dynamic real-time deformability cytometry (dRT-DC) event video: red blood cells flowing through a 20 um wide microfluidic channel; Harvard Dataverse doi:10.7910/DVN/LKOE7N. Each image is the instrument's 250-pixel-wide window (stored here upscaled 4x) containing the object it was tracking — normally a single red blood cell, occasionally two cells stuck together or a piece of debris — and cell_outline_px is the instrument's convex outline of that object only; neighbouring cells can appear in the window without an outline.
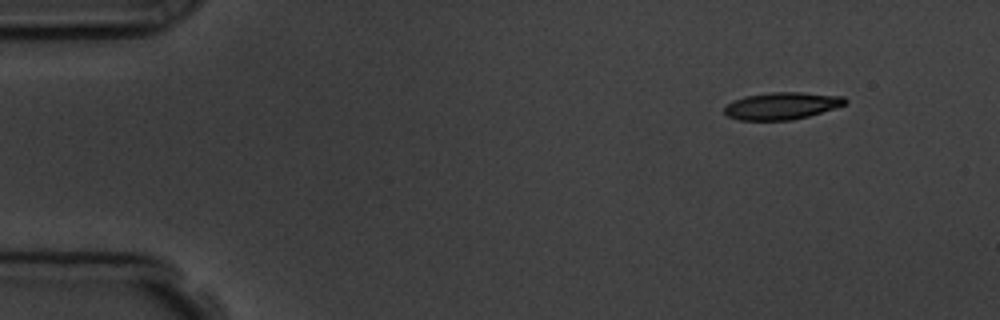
{"species": "common noctule bat (a hibernating species)", "species_latin": "Nyctalus noctula", "temperature_condition": "room temperature", "stored_images_in_passage": 4, "segment_of_instrument_passage": [1, 2], "camera_frame_rate_fps": 3000, "um_per_image_px": 0.085, "animal": {"sex": "male", "body_mass_g": 19.5, "forearm_length_mm": 54.6}, "frame": {"image": 1, "passage_image": 1, "time_ms": 0.0, "image_size_px": [1000, 320], "cell_outline_px": [[848, 100], [844, 104], [808, 116], [792, 120], [740, 120], [728, 116], [724, 112], [724, 108], [732, 100], [744, 96], [772, 92], [800, 92], [844, 96]], "centroid_in_image_um": [66.42, 8.99], "position_along_channel_um": 18.6, "area_um2": 18.96}}
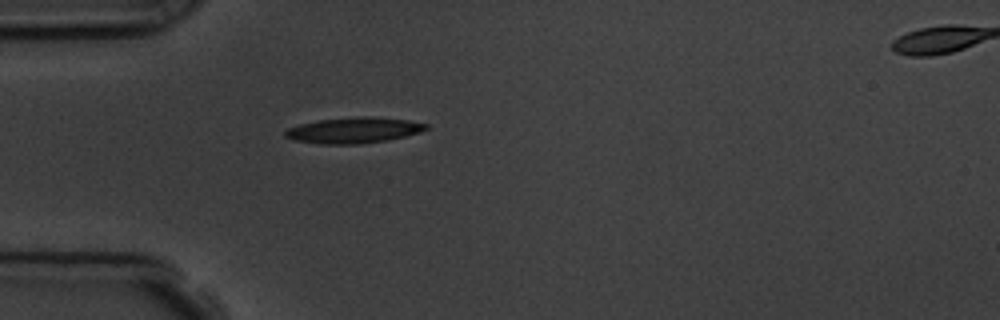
{"frame": {"image": 2, "passage_image": 3, "time_ms": 3.333, "image_size_px": [1000, 320], "cell_outline_px": [[428, 128], [420, 132], [388, 140], [356, 144], [320, 144], [292, 140], [284, 136], [284, 132], [288, 128], [300, 124], [320, 120], [360, 116], [372, 116], [408, 120], [428, 124]], "centroid_in_image_um": [30.05, 11.07], "position_along_channel_um": 54.9, "area_um2": 21.15}}